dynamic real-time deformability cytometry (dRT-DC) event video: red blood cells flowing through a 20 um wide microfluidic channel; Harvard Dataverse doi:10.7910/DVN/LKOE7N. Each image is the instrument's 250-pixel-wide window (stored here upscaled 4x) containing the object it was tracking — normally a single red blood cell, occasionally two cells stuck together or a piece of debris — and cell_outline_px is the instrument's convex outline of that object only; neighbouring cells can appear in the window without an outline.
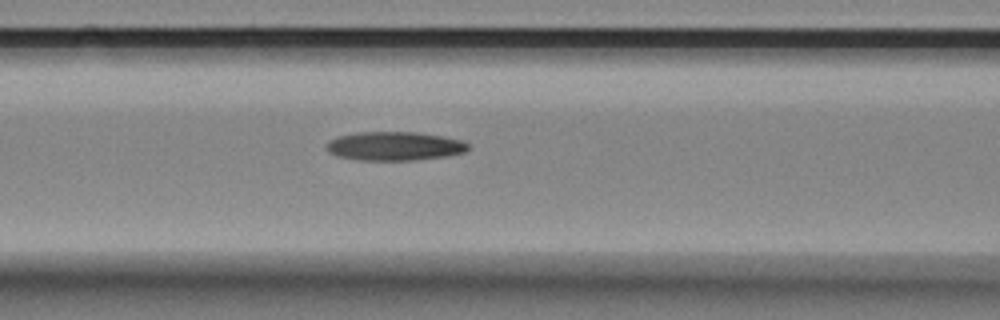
{"species": "Egyptian fruit bat (a non-hibernating species)", "species_latin": "Rousettus aegyptiacus", "temperature_condition": "room temperature", "stored_images_in_passage": 9, "segment_of_instrument_passage": [2, 2], "camera_frame_rate_fps": 3000, "um_per_image_px": 0.085, "animal": {"sex": "female"}, "frame": {"image": 1, "passage_image": 9, "time_ms": 2.667, "image_size_px": [1000, 320], "cell_outline_px": [[468, 148], [464, 152], [448, 156], [412, 160], [360, 160], [336, 156], [328, 152], [324, 144], [328, 140], [336, 136], [356, 132], [416, 132], [444, 136], [460, 140], [468, 144]], "centroid_in_image_um": [33.46, 12.41], "position_along_channel_um": 133.1, "area_um2": 23.99}}